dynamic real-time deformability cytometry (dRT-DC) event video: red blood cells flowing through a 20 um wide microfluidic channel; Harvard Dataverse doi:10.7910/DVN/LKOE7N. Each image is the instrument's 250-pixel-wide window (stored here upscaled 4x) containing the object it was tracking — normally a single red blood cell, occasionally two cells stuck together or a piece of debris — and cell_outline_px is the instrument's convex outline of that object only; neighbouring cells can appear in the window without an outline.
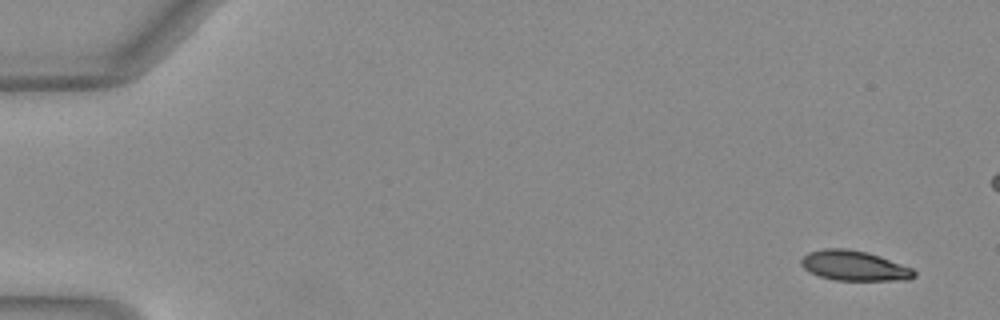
{"species": "Egyptian fruit bat (a non-hibernating species)", "species_latin": "Rousettus aegyptiacus", "temperature_condition": "warm", "stored_images_in_passage": 50, "camera_frame_rate_fps": 3000, "um_per_image_px": 0.085, "animal": {"sex": "female"}, "frame": {"image": 1, "passage_image": 1, "time_ms": 0.0, "image_size_px": [1000, 320], "cell_outline_px": [[916, 276], [908, 280], [836, 280], [820, 276], [804, 268], [800, 264], [800, 260], [808, 252], [824, 248], [848, 248], [868, 252], [880, 256], [912, 268], [916, 272]], "centroid_in_image_um": [72.62, 22.57], "position_along_channel_um": 12.4, "area_um2": 19.77}}
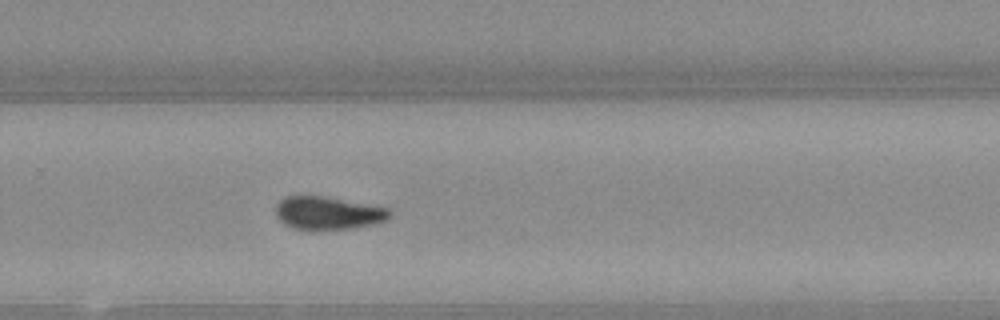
{"frame": {"image": 2, "passage_image": 33, "time_ms": 10.667, "image_size_px": [1000, 320], "cell_outline_px": [[392, 216], [388, 220], [376, 224], [352, 228], [292, 228], [284, 224], [276, 216], [276, 204], [284, 196], [324, 196], [388, 208], [392, 212]], "centroid_in_image_um": [27.91, 18.09], "position_along_channel_um": 301.9, "area_um2": 21.68}}
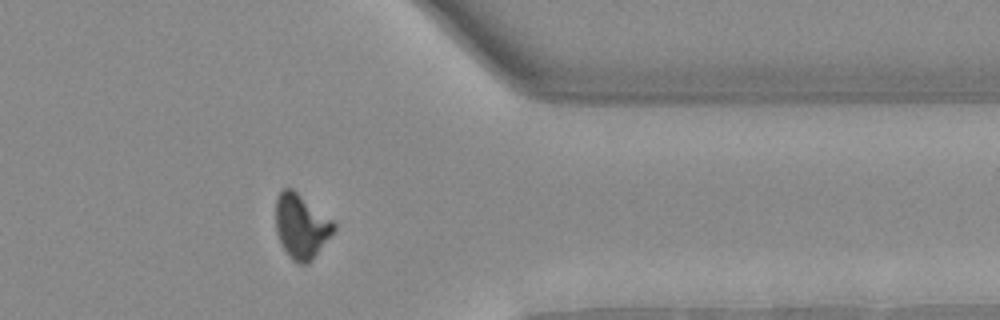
{"frame": {"image": 3, "passage_image": 40, "time_ms": 13.0, "image_size_px": [1000, 320], "cell_outline_px": [[336, 228], [312, 260], [308, 264], [300, 264], [292, 260], [288, 256], [280, 244], [276, 232], [276, 200], [280, 192], [284, 188], [292, 188], [332, 220], [336, 224]], "centroid_in_image_um": [25.58, 19.25], "position_along_channel_um": 385.8, "area_um2": 21.68}, "authors_computed_cell_mechanics": {"area_um2": 21.6172, "velocity_mm_per_s": 4.054, "shape_relaxation_time_tau1_ms": 3.2894, "shape_relaxation_time_tau2_ms": 1.7827, "deformation_change_tau1": 0.1594, "deformation_change_tau2": 0.0878}}